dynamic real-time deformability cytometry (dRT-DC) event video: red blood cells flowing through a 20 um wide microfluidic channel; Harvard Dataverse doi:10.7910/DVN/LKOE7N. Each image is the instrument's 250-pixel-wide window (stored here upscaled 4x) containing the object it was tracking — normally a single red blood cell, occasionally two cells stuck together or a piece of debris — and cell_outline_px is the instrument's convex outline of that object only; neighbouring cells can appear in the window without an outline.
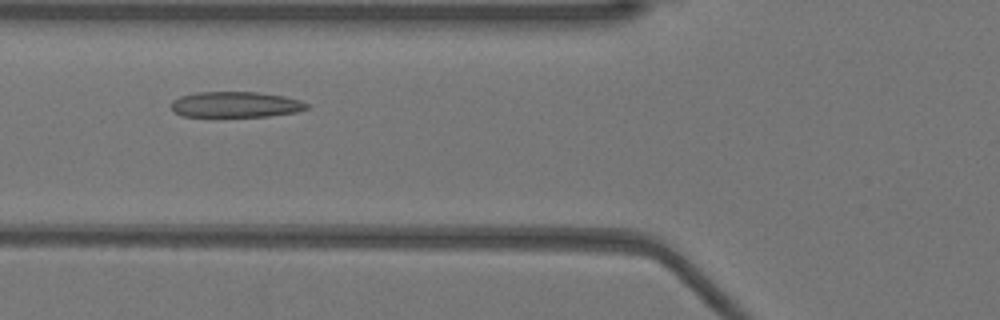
{"species": "Egyptian fruit bat (a non-hibernating species)", "species_latin": "Rousettus aegyptiacus", "temperature_condition": "warm", "stored_images_in_passage": 30, "camera_frame_rate_fps": 3000, "um_per_image_px": 0.085, "animal": {"sex": "female"}, "frame": {"image": 1, "passage_image": 5, "time_ms": 1.333, "image_size_px": [1000, 320], "cell_outline_px": [[308, 108], [296, 112], [268, 116], [180, 116], [172, 112], [172, 100], [180, 96], [196, 92], [260, 92], [284, 96], [300, 100], [308, 104]], "centroid_in_image_um": [20.0, 8.88], "position_along_channel_um": 105.8, "area_um2": 20.35}}
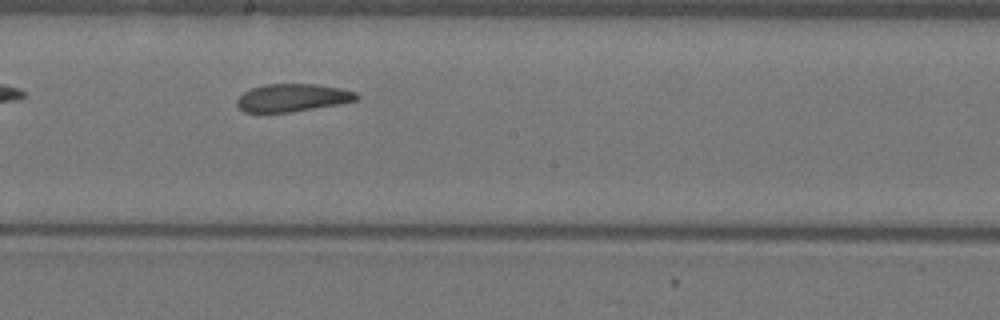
{"frame": {"image": 2, "passage_image": 14, "time_ms": 4.333, "image_size_px": [1000, 320], "cell_outline_px": [[360, 96], [356, 100], [340, 104], [288, 112], [244, 112], [236, 104], [236, 100], [244, 92], [252, 88], [264, 84], [316, 84], [340, 88], [356, 92]], "centroid_in_image_um": [24.87, 8.3], "position_along_channel_um": 223.3, "area_um2": 19.25}}
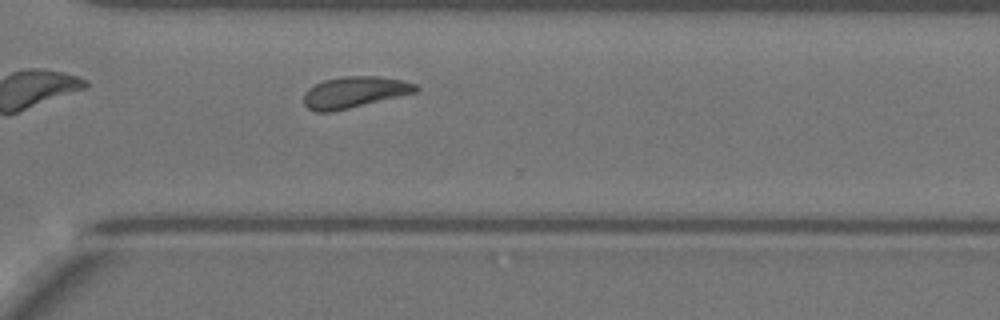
{"frame": {"image": 3, "passage_image": 23, "time_ms": 7.333, "image_size_px": [1000, 320], "cell_outline_px": [[420, 88], [416, 92], [332, 112], [316, 112], [308, 108], [304, 104], [304, 92], [308, 88], [324, 80], [344, 76], [376, 76], [400, 80], [416, 84]], "centroid_in_image_um": [30.09, 7.84], "position_along_channel_um": 340.5, "area_um2": 20.23}, "authors_computed_cell_mechanics": {"area_um2": 20.4612, "velocity_mm_per_s": 3.9151, "shape_relaxation_time_tau1_ms": null, "shape_relaxation_time_tau2_ms": 2.3655, "deformation_change_tau1": null, "deformation_change_tau2": 0.0852}}